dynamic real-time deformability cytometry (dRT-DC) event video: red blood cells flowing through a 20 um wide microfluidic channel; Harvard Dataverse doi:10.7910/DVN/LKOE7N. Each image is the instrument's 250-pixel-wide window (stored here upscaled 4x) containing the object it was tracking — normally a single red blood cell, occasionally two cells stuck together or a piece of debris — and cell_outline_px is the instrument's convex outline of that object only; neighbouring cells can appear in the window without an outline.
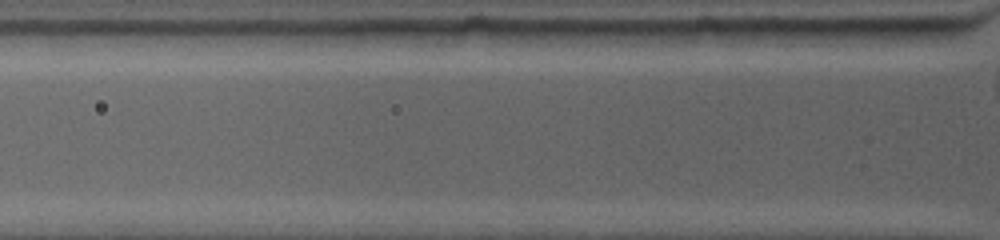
{"species": "common noctule bat (a hibernating species)", "species_latin": "Nyctalus noctula", "temperature_condition": "warm", "stored_images_in_passage": 2, "camera_frame_rate_fps": 4500, "um_per_image_px": 0.085, "animal": {"sex": "female", "body_mass_g": 19.0, "forearm_length_mm": 53.3}, "frame": {"image": 1, "passage_image": 2, "time_ms": 0.444, "image_size_px": [1000, 240], "cell_outline_px": [[832, 28], [820, 44], [784, 48], [740, 48], [736, 44], [740, 28]], "centroid_in_image_um": [66.33, 3.18], "position_along_channel_um": 59.5, "area_um2": 12.02}}